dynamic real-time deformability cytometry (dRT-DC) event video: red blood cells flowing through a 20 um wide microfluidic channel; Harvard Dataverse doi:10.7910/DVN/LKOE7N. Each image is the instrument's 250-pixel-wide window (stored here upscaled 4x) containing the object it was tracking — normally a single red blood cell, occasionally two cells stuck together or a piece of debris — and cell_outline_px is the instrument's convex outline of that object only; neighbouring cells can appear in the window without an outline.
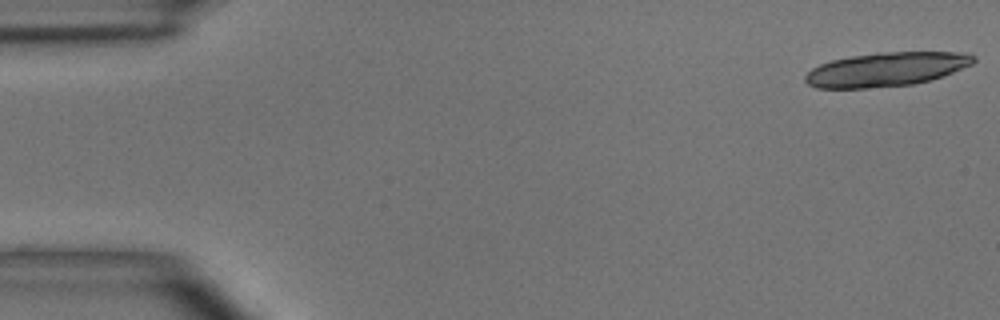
{"species": "common noctule bat (a hibernating species)", "species_latin": "Nyctalus noctula", "temperature_condition": "room temperature", "stored_images_in_passage": 4, "camera_frame_rate_fps": 3000, "um_per_image_px": 0.085, "animal": {"sex": "male", "body_mass_g": 15.6}, "frame": {"image": 1, "passage_image": 1, "time_ms": 0.0, "image_size_px": [1000, 320], "cell_outline_px": [[976, 60], [972, 64], [944, 76], [912, 84], [864, 88], [816, 88], [808, 84], [804, 80], [804, 76], [812, 68], [820, 64], [832, 60], [852, 56], [876, 52], [968, 52], [976, 56]], "centroid_in_image_um": [75.35, 5.88], "position_along_channel_um": 9.7, "area_um2": 33.35}}